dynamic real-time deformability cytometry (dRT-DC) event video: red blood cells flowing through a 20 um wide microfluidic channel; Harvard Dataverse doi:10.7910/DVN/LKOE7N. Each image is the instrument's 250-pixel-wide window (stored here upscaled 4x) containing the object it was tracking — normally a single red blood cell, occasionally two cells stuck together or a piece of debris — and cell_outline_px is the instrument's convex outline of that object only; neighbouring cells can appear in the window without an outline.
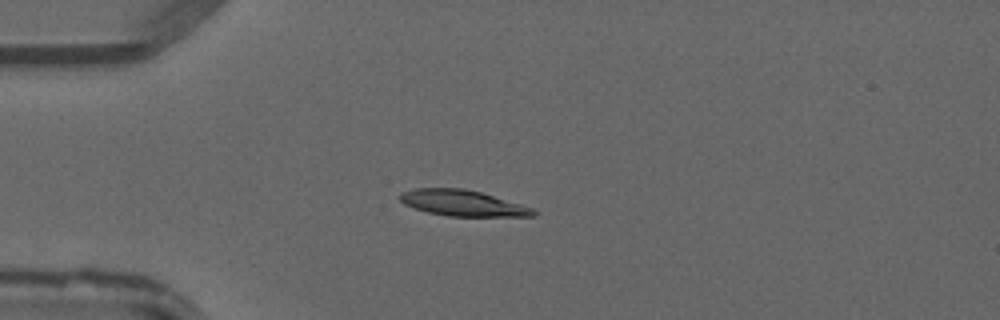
{"species": "common noctule bat (a hibernating species)", "species_latin": "Nyctalus noctula", "temperature_condition": "warm", "stored_images_in_passage": 48, "camera_frame_rate_fps": 3000, "um_per_image_px": 0.085, "animal": {"sex": "male", "forearm_length_mm": 52.5}, "frame": {"image": 1, "passage_image": 13, "time_ms": 4.0, "image_size_px": [1000, 320], "cell_outline_px": [[536, 216], [448, 216], [428, 212], [404, 204], [396, 196], [400, 192], [416, 188], [464, 188], [480, 192], [520, 204], [532, 208], [536, 212]], "centroid_in_image_um": [39.27, 17.25], "position_along_channel_um": 45.7, "area_um2": 20.0}}
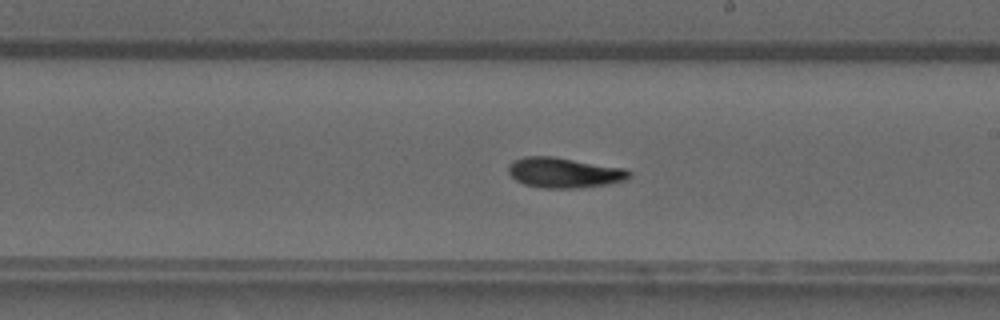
{"frame": {"image": 2, "passage_image": 28, "time_ms": 9.0, "image_size_px": [1000, 320], "cell_outline_px": [[632, 176], [628, 180], [608, 184], [572, 188], [544, 188], [524, 184], [516, 180], [508, 172], [508, 164], [512, 160], [524, 156], [552, 156], [624, 168], [632, 172]], "centroid_in_image_um": [47.95, 14.67], "position_along_channel_um": 241.0, "area_um2": 21.39}}
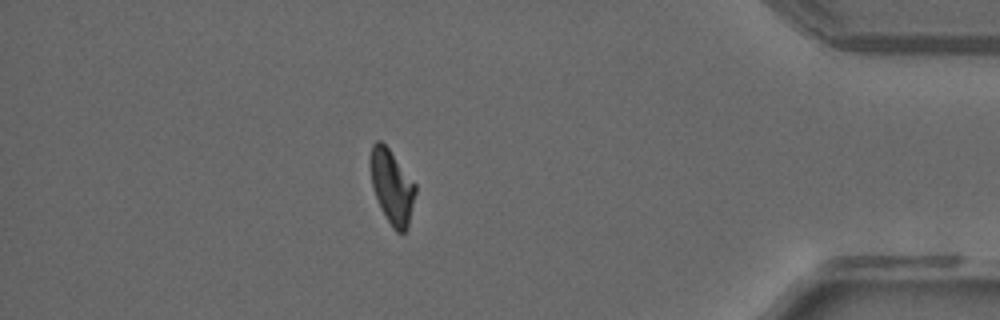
{"frame": {"image": 3, "passage_image": 42, "time_ms": 13.667, "image_size_px": [1000, 320], "cell_outline_px": [[416, 192], [408, 224], [404, 232], [396, 232], [392, 228], [380, 208], [372, 184], [368, 164], [372, 144], [376, 140], [380, 140], [388, 148], [416, 184]], "centroid_in_image_um": [33.28, 15.84], "position_along_channel_um": 401.9, "area_um2": 19.42}}